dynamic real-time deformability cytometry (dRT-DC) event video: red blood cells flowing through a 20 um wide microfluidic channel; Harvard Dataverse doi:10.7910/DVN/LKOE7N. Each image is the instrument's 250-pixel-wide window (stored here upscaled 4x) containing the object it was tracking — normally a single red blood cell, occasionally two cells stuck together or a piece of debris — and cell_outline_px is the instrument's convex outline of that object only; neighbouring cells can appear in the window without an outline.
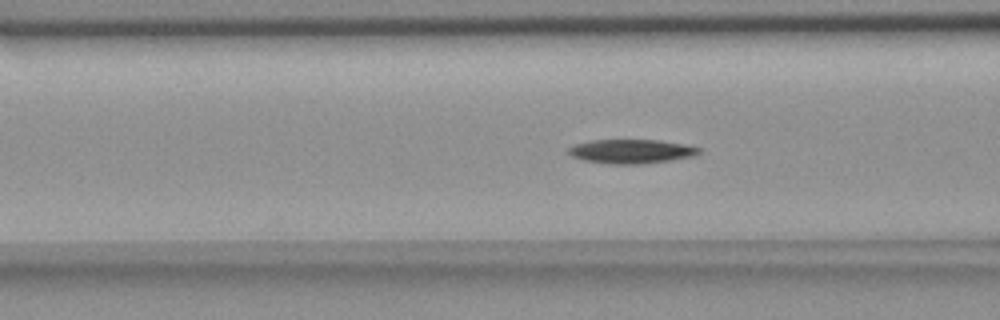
{"species": "common noctule bat (a hibernating species)", "species_latin": "Nyctalus noctula", "temperature_condition": "room temperature", "stored_images_in_passage": 46, "camera_frame_rate_fps": 3000, "um_per_image_px": 0.085, "animal": {"sex": "female", "body_mass_g": 18.4}, "frame": {"image": 1, "passage_image": 11, "time_ms": 3.333, "image_size_px": [1000, 320], "cell_outline_px": [[700, 152], [692, 156], [672, 160], [644, 164], [608, 164], [584, 160], [572, 156], [568, 152], [568, 148], [576, 144], [592, 140], [660, 140], [684, 144], [700, 148]], "centroid_in_image_um": [53.66, 12.87], "position_along_channel_um": 112.9, "area_um2": 18.26}}
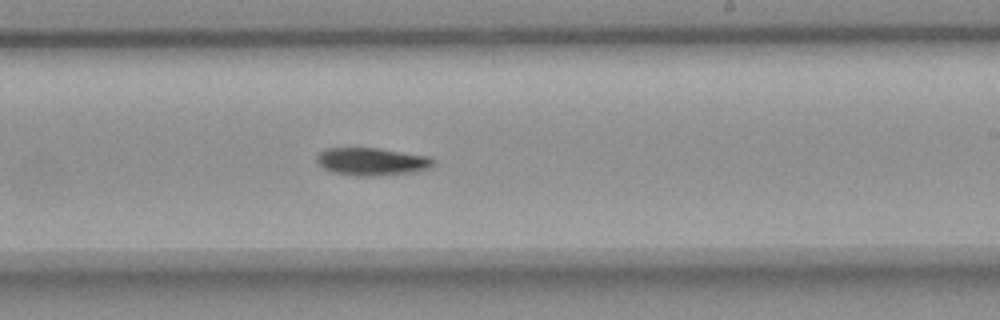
{"frame": {"image": 2, "passage_image": 23, "time_ms": 7.333, "image_size_px": [1000, 320], "cell_outline_px": [[436, 160], [428, 168], [416, 172], [380, 176], [356, 176], [332, 172], [324, 168], [316, 160], [316, 156], [324, 148], [380, 148], [432, 156]], "centroid_in_image_um": [31.64, 13.73], "position_along_channel_um": 257.4, "area_um2": 19.13}}
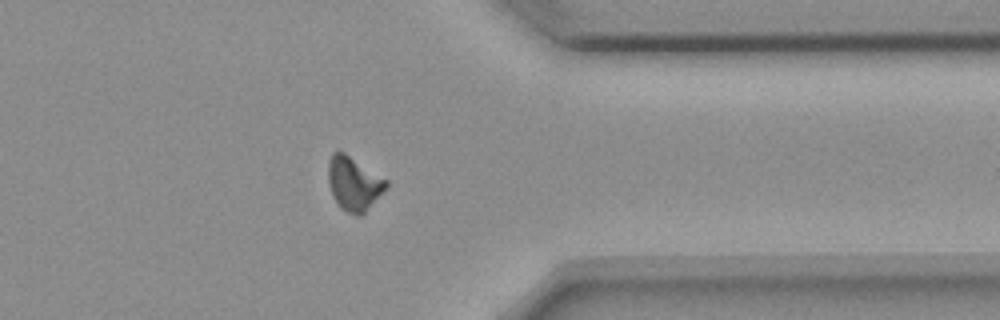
{"frame": {"image": 3, "passage_image": 34, "time_ms": 11.0, "image_size_px": [1000, 320], "cell_outline_px": [[388, 184], [364, 212], [360, 216], [356, 216], [340, 208], [332, 196], [328, 184], [328, 160], [332, 152], [344, 152], [388, 180]], "centroid_in_image_um": [30.02, 15.59], "position_along_channel_um": 381.4, "area_um2": 17.98}, "authors_computed_cell_mechanics": {"area_um2": 18.0914, "velocity_mm_per_s": 3.6244, "shape_relaxation_time_tau1_ms": 5.5399, "shape_relaxation_time_tau2_ms": null, "deformation_change_tau1": 0.1393, "deformation_change_tau2": null}}